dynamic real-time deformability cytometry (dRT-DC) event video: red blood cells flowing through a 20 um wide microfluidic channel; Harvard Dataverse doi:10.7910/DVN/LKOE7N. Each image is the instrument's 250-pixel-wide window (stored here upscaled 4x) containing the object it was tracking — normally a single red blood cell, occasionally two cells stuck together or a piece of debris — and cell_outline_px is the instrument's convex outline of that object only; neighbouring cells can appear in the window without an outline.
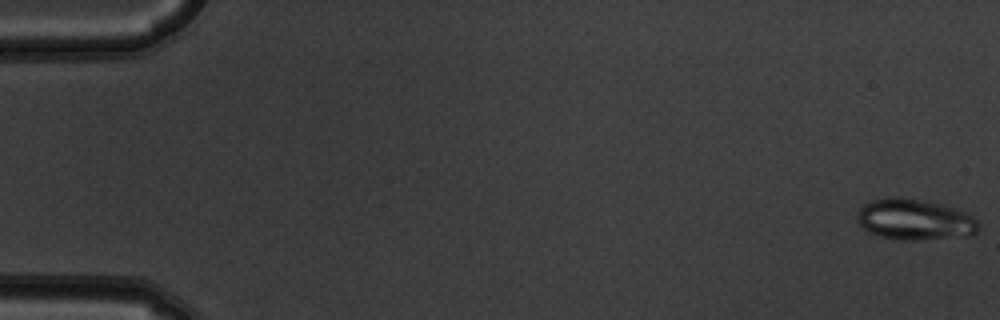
{"species": "common noctule bat (a hibernating species)", "species_latin": "Nyctalus noctula", "temperature_condition": "warm", "stored_images_in_passage": 7, "camera_frame_rate_fps": 3000, "um_per_image_px": 0.085, "animal": {"sex": "male", "body_mass_g": 19.5, "forearm_length_mm": 54.6}, "frame": {"image": 1, "passage_image": 1, "time_ms": 0.0, "image_size_px": [1000, 320], "cell_outline_px": [[980, 224], [976, 232], [972, 236], [916, 240], [900, 240], [880, 236], [868, 232], [856, 220], [856, 216], [860, 208], [868, 200], [888, 196], [896, 196], [920, 200], [956, 208], [968, 212]], "centroid_in_image_um": [77.74, 18.66], "position_along_channel_um": 7.3, "area_um2": 29.3}}